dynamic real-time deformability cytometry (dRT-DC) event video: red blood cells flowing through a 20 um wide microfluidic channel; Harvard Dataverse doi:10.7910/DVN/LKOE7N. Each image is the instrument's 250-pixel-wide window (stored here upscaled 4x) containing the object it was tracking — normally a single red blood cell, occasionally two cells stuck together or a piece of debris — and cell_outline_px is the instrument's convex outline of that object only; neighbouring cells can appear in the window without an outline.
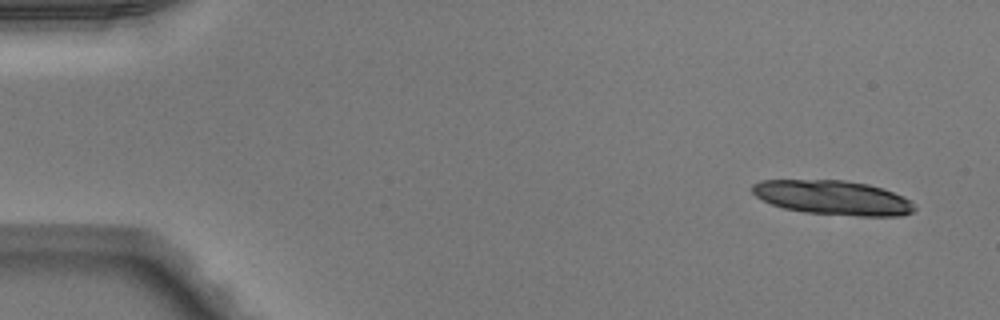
{"species": "Egyptian fruit bat (a non-hibernating species)", "species_latin": "Rousettus aegyptiacus", "temperature_condition": "warm", "stored_images_in_passage": 37, "camera_frame_rate_fps": 3000, "um_per_image_px": 0.085, "animal": {"sex": "male"}, "frame": {"image": 1, "passage_image": 2, "time_ms": 0.333, "image_size_px": [1000, 320], "cell_outline_px": [[916, 208], [912, 212], [900, 216], [860, 216], [804, 212], [784, 208], [772, 204], [756, 196], [752, 192], [752, 184], [760, 180], [844, 180], [868, 184], [904, 196]], "centroid_in_image_um": [70.78, 16.8], "position_along_channel_um": 14.2, "area_um2": 32.31}}
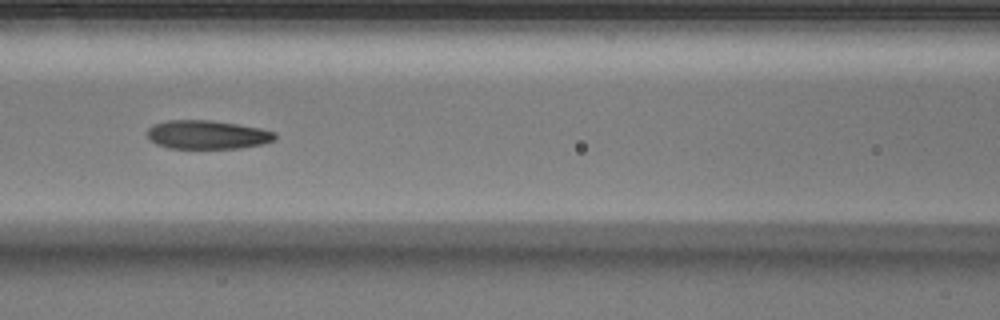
{"frame": {"image": 2, "passage_image": 22, "time_ms": 7.0, "image_size_px": [1000, 320], "cell_outline_px": [[276, 140], [264, 144], [240, 148], [168, 148], [156, 144], [148, 136], [148, 128], [152, 124], [168, 120], [212, 120], [260, 128], [276, 132]], "centroid_in_image_um": [17.64, 11.45], "position_along_channel_um": 149.0, "area_um2": 21.44}}
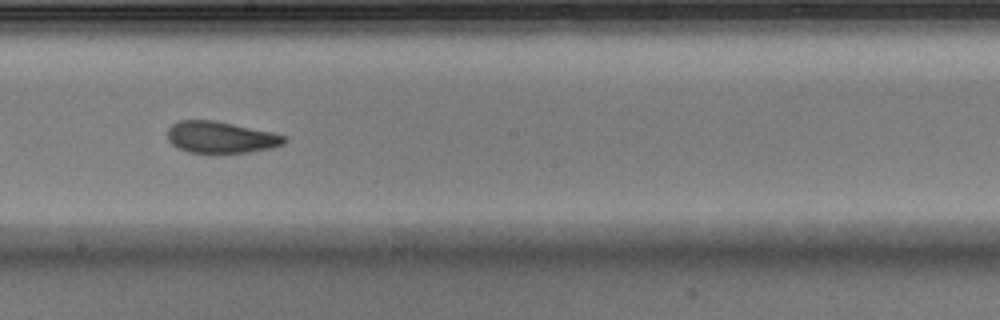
{"frame": {"image": 3, "passage_image": 28, "time_ms": 9.0, "image_size_px": [1000, 320], "cell_outline_px": [[288, 140], [284, 144], [272, 148], [248, 152], [188, 152], [172, 144], [168, 140], [168, 128], [172, 124], [180, 120], [212, 120], [272, 132], [288, 136]], "centroid_in_image_um": [18.8, 11.66], "position_along_channel_um": 229.4, "area_um2": 21.33}}